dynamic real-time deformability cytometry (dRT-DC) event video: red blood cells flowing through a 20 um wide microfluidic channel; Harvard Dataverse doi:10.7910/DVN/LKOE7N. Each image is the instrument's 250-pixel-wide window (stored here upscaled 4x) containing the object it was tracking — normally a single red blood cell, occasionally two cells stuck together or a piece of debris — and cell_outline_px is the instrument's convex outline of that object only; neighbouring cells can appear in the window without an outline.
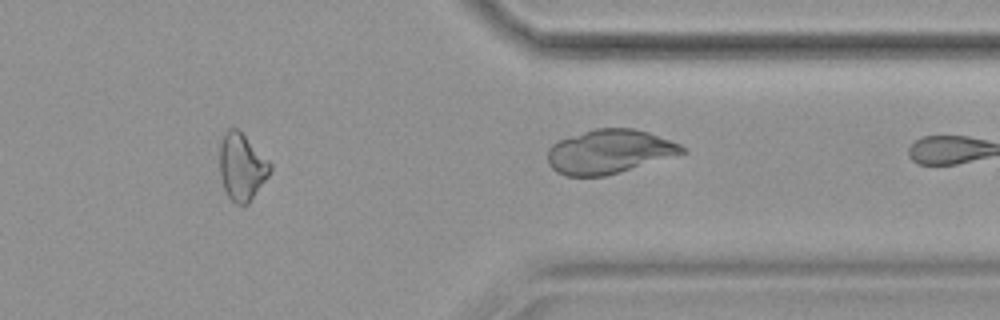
{"species": "common noctule bat (a hibernating species)", "species_latin": "Nyctalus noctula", "temperature_condition": "cold", "stored_images_in_passage": 36, "camera_frame_rate_fps": 3000, "um_per_image_px": 0.085, "animal": {"sex": "female", "body_mass_g": 19.9}, "frame": {"image": 1, "passage_image": 36, "time_ms": 11.667, "image_size_px": [1000, 320], "cell_outline_px": [[688, 152], [620, 172], [604, 176], [564, 176], [556, 172], [548, 164], [548, 148], [556, 140], [596, 128], [632, 128], [648, 132], [680, 144], [688, 148]], "centroid_in_image_um": [51.78, 12.89], "position_along_channel_um": 359.6, "area_um2": 34.62}}